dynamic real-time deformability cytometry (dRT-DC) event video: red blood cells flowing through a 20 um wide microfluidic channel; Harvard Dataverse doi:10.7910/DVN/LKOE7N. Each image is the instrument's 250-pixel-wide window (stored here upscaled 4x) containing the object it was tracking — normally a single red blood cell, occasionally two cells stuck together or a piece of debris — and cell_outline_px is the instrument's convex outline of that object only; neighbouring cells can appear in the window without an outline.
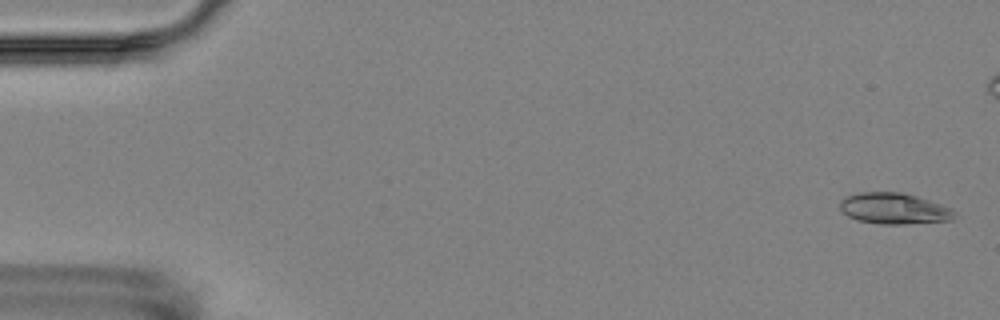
{"species": "Egyptian fruit bat (a non-hibernating species)", "species_latin": "Rousettus aegyptiacus", "temperature_condition": "room temperature", "stored_images_in_passage": 6, "camera_frame_rate_fps": 3000, "um_per_image_px": 0.085, "animal": {"sex": "female"}, "frame": {"image": 1, "passage_image": 1, "time_ms": 0.0, "image_size_px": [1000, 320], "cell_outline_px": [[956, 212], [952, 220], [904, 224], [880, 224], [856, 220], [848, 216], [840, 208], [840, 200], [848, 196], [860, 192], [900, 192], [916, 196], [952, 208]], "centroid_in_image_um": [75.99, 17.73], "position_along_channel_um": 9.0, "area_um2": 20.63}}